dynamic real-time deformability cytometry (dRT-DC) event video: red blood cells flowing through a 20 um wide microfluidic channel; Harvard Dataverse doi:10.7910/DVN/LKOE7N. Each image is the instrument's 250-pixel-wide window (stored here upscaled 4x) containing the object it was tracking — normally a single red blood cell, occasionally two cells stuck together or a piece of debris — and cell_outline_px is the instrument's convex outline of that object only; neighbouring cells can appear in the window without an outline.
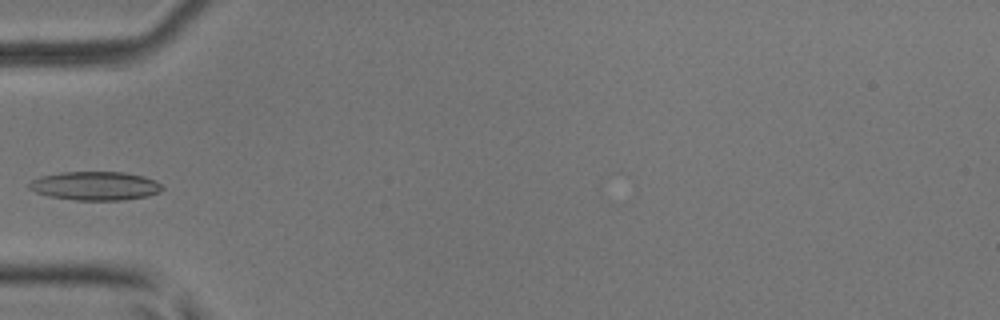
{"species": "common noctule bat (a hibernating species)", "species_latin": "Nyctalus noctula", "temperature_condition": "room temperature", "stored_images_in_passage": 6, "camera_frame_rate_fps": 3000, "um_per_image_px": 0.085, "animal": {"sex": "male", "body_mass_g": 17.9, "forearm_length_mm": 54.2}, "frame": {"image": 1, "passage_image": 5, "time_ms": 1.333, "image_size_px": [1000, 320], "cell_outline_px": [[164, 188], [160, 192], [148, 196], [124, 200], [76, 200], [52, 196], [36, 192], [28, 188], [28, 184], [32, 180], [40, 176], [64, 172], [124, 172], [144, 176], [156, 180]], "centroid_in_image_um": [8.13, 15.79], "position_along_channel_um": 76.9, "area_um2": 22.25}}
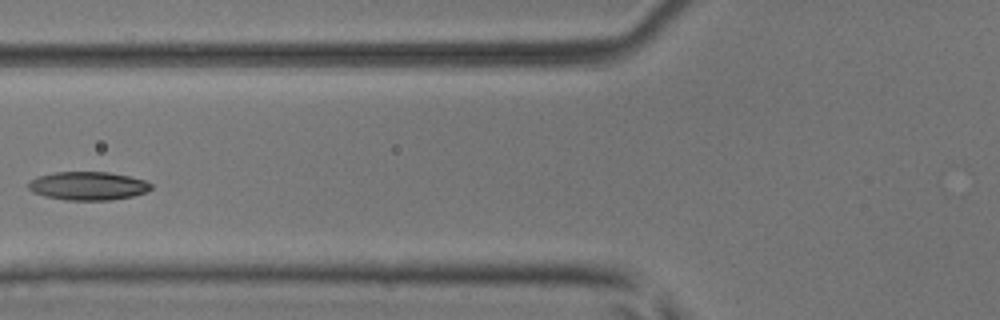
{"frame": {"image": 2, "passage_image": 6, "time_ms": 1.667, "image_size_px": [1000, 320], "cell_outline_px": [[152, 188], [148, 192], [132, 196], [108, 200], [64, 200], [44, 196], [32, 192], [28, 188], [28, 184], [36, 176], [56, 172], [108, 172], [128, 176], [144, 180], [152, 184]], "centroid_in_image_um": [7.47, 15.8], "position_along_channel_um": 118.3, "area_um2": 20.35}}